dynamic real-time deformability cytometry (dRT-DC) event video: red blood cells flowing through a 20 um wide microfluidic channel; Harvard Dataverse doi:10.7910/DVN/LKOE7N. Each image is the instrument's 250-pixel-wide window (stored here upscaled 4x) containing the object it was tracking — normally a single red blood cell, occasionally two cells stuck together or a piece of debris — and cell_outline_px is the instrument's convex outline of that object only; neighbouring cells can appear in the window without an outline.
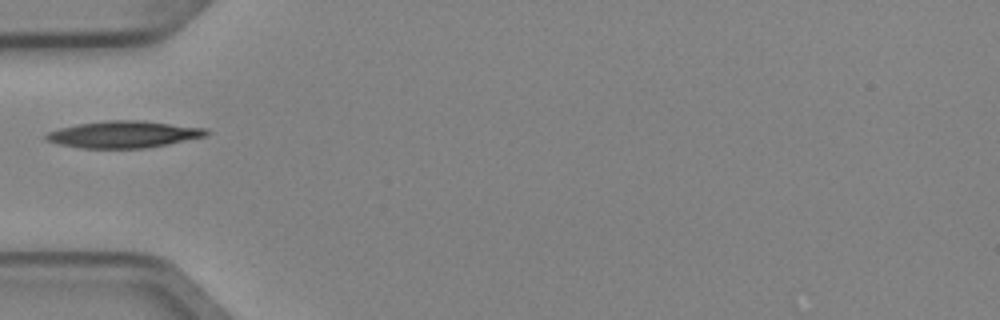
{"species": "Egyptian fruit bat (a non-hibernating species)", "species_latin": "Rousettus aegyptiacus", "temperature_condition": "cold", "stored_images_in_passage": 2, "camera_frame_rate_fps": 3000, "um_per_image_px": 0.085, "animal": {"sex": "female"}, "frame": {"image": 1, "passage_image": 1, "time_ms": 0.0, "image_size_px": [1000, 320], "cell_outline_px": [[212, 132], [208, 136], [168, 144], [144, 148], [84, 148], [60, 144], [44, 140], [44, 136], [48, 132], [60, 128], [76, 124], [108, 120], [144, 120], [208, 128]], "centroid_in_image_um": [10.58, 11.41], "position_along_channel_um": 74.4, "area_um2": 25.32}}
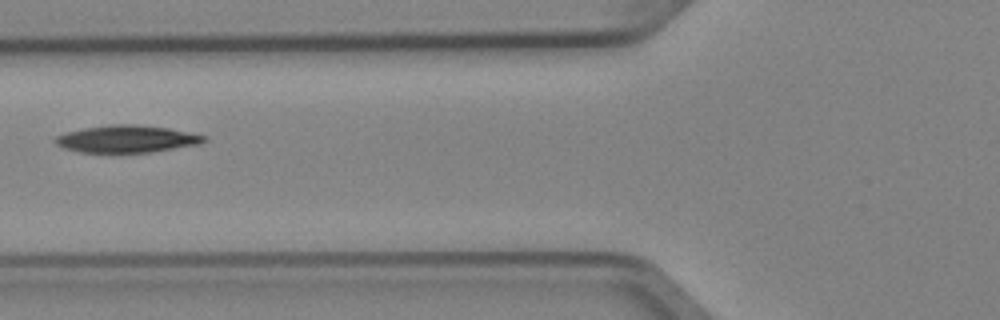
{"frame": {"image": 2, "passage_image": 2, "time_ms": 0.333, "image_size_px": [1000, 320], "cell_outline_px": [[208, 140], [200, 144], [152, 152], [80, 152], [64, 148], [56, 144], [52, 140], [56, 136], [64, 132], [84, 128], [108, 124], [136, 124], [168, 128], [204, 136]], "centroid_in_image_um": [10.73, 11.8], "position_along_channel_um": 115.1, "area_um2": 23.58}}